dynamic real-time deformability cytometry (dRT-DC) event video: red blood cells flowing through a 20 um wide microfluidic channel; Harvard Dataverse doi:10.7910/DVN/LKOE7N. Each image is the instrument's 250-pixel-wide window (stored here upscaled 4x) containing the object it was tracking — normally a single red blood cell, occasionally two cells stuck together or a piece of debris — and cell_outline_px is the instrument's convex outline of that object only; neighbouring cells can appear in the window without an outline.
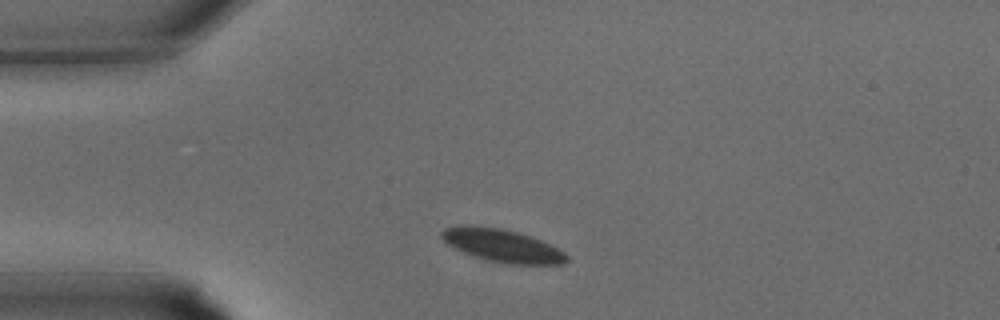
{"species": "common noctule bat (a hibernating species)", "species_latin": "Nyctalus noctula", "temperature_condition": "warm", "stored_images_in_passage": 24, "camera_frame_rate_fps": 3000, "um_per_image_px": 0.085, "animal": {"sex": "male", "body_mass_g": 15.6}, "frame": {"image": 1, "passage_image": 2, "time_ms": 0.333, "image_size_px": [1000, 320], "cell_outline_px": [[568, 260], [564, 264], [508, 264], [488, 260], [452, 248], [440, 236], [440, 232], [444, 228], [464, 224], [468, 224], [500, 228], [516, 232], [540, 240], [564, 252], [568, 256]], "centroid_in_image_um": [42.64, 20.86], "position_along_channel_um": 42.4, "area_um2": 23.76}}
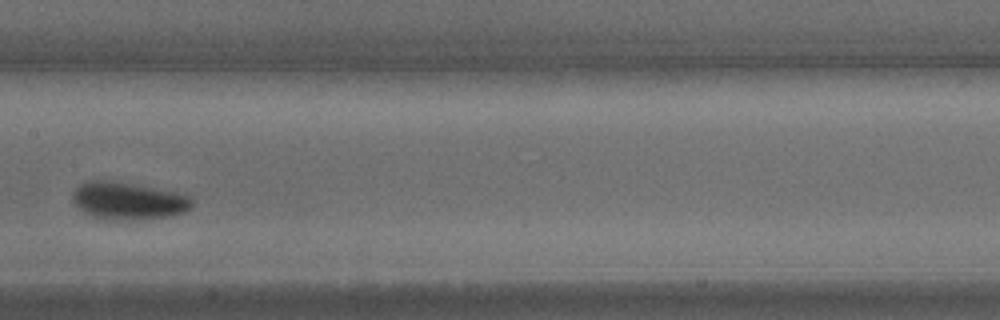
{"frame": {"image": 2, "passage_image": 11, "time_ms": 3.333, "image_size_px": [1000, 320], "cell_outline_px": [[192, 204], [184, 212], [168, 216], [136, 220], [96, 220], [84, 212], [72, 200], [72, 192], [80, 184], [88, 180], [104, 180], [132, 184], [172, 192], [188, 196], [192, 200]], "centroid_in_image_um": [10.8, 17.09], "position_along_channel_um": 196.6, "area_um2": 25.84}}
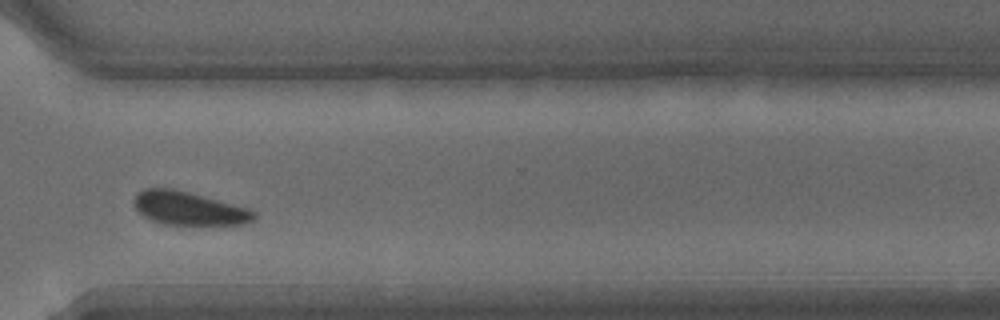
{"frame": {"image": 3, "passage_image": 19, "time_ms": 6.0, "image_size_px": [1000, 320], "cell_outline_px": [[256, 216], [252, 220], [244, 224], [164, 224], [152, 220], [144, 216], [136, 208], [132, 200], [136, 192], [144, 188], [172, 188], [188, 192], [248, 208], [256, 212]], "centroid_in_image_um": [16.0, 17.7], "position_along_channel_um": 354.6, "area_um2": 23.12}}